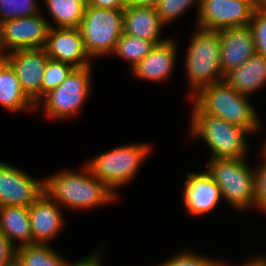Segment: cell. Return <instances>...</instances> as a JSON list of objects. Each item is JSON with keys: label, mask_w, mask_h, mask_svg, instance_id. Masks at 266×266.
I'll return each instance as SVG.
<instances>
[{"label": "cell", "mask_w": 266, "mask_h": 266, "mask_svg": "<svg viewBox=\"0 0 266 266\" xmlns=\"http://www.w3.org/2000/svg\"><path fill=\"white\" fill-rule=\"evenodd\" d=\"M81 172L63 170L44 180L45 194L70 209H89L116 200L117 195L84 166Z\"/></svg>", "instance_id": "obj_1"}, {"label": "cell", "mask_w": 266, "mask_h": 266, "mask_svg": "<svg viewBox=\"0 0 266 266\" xmlns=\"http://www.w3.org/2000/svg\"><path fill=\"white\" fill-rule=\"evenodd\" d=\"M192 114H209L247 129L258 131L260 122L249 96L238 93L225 81L201 88L196 94Z\"/></svg>", "instance_id": "obj_2"}, {"label": "cell", "mask_w": 266, "mask_h": 266, "mask_svg": "<svg viewBox=\"0 0 266 266\" xmlns=\"http://www.w3.org/2000/svg\"><path fill=\"white\" fill-rule=\"evenodd\" d=\"M191 120L189 135L204 140L212 151L211 159L246 158L247 129L209 114H192Z\"/></svg>", "instance_id": "obj_3"}, {"label": "cell", "mask_w": 266, "mask_h": 266, "mask_svg": "<svg viewBox=\"0 0 266 266\" xmlns=\"http://www.w3.org/2000/svg\"><path fill=\"white\" fill-rule=\"evenodd\" d=\"M185 59V70L193 95L205 86L224 81L219 31L199 28L190 39Z\"/></svg>", "instance_id": "obj_4"}, {"label": "cell", "mask_w": 266, "mask_h": 266, "mask_svg": "<svg viewBox=\"0 0 266 266\" xmlns=\"http://www.w3.org/2000/svg\"><path fill=\"white\" fill-rule=\"evenodd\" d=\"M241 159H210L206 172L219 186L233 208L242 211L255 206V170Z\"/></svg>", "instance_id": "obj_5"}, {"label": "cell", "mask_w": 266, "mask_h": 266, "mask_svg": "<svg viewBox=\"0 0 266 266\" xmlns=\"http://www.w3.org/2000/svg\"><path fill=\"white\" fill-rule=\"evenodd\" d=\"M149 152L148 144L120 146L95 156L85 166L116 194V188L127 184L137 174Z\"/></svg>", "instance_id": "obj_6"}, {"label": "cell", "mask_w": 266, "mask_h": 266, "mask_svg": "<svg viewBox=\"0 0 266 266\" xmlns=\"http://www.w3.org/2000/svg\"><path fill=\"white\" fill-rule=\"evenodd\" d=\"M123 17L124 9H101L86 5L78 29L91 58L113 53L123 33Z\"/></svg>", "instance_id": "obj_7"}, {"label": "cell", "mask_w": 266, "mask_h": 266, "mask_svg": "<svg viewBox=\"0 0 266 266\" xmlns=\"http://www.w3.org/2000/svg\"><path fill=\"white\" fill-rule=\"evenodd\" d=\"M90 68H75L61 85L43 96L36 109L44 100L43 109L50 118L62 119L76 114L91 90Z\"/></svg>", "instance_id": "obj_8"}, {"label": "cell", "mask_w": 266, "mask_h": 266, "mask_svg": "<svg viewBox=\"0 0 266 266\" xmlns=\"http://www.w3.org/2000/svg\"><path fill=\"white\" fill-rule=\"evenodd\" d=\"M258 6L257 0H201L197 24L213 31L248 26Z\"/></svg>", "instance_id": "obj_9"}, {"label": "cell", "mask_w": 266, "mask_h": 266, "mask_svg": "<svg viewBox=\"0 0 266 266\" xmlns=\"http://www.w3.org/2000/svg\"><path fill=\"white\" fill-rule=\"evenodd\" d=\"M52 26L40 14L0 23V57L18 49L44 48Z\"/></svg>", "instance_id": "obj_10"}, {"label": "cell", "mask_w": 266, "mask_h": 266, "mask_svg": "<svg viewBox=\"0 0 266 266\" xmlns=\"http://www.w3.org/2000/svg\"><path fill=\"white\" fill-rule=\"evenodd\" d=\"M2 57L15 71L24 94L36 106L42 99V81L49 59L45 49H18Z\"/></svg>", "instance_id": "obj_11"}, {"label": "cell", "mask_w": 266, "mask_h": 266, "mask_svg": "<svg viewBox=\"0 0 266 266\" xmlns=\"http://www.w3.org/2000/svg\"><path fill=\"white\" fill-rule=\"evenodd\" d=\"M44 193V180L0 162V207H30Z\"/></svg>", "instance_id": "obj_12"}, {"label": "cell", "mask_w": 266, "mask_h": 266, "mask_svg": "<svg viewBox=\"0 0 266 266\" xmlns=\"http://www.w3.org/2000/svg\"><path fill=\"white\" fill-rule=\"evenodd\" d=\"M44 49L49 59L70 64L75 68H83L91 64V57L85 50L78 28L50 27Z\"/></svg>", "instance_id": "obj_13"}, {"label": "cell", "mask_w": 266, "mask_h": 266, "mask_svg": "<svg viewBox=\"0 0 266 266\" xmlns=\"http://www.w3.org/2000/svg\"><path fill=\"white\" fill-rule=\"evenodd\" d=\"M220 63L223 75L245 63L255 53V42L249 26L219 30Z\"/></svg>", "instance_id": "obj_14"}, {"label": "cell", "mask_w": 266, "mask_h": 266, "mask_svg": "<svg viewBox=\"0 0 266 266\" xmlns=\"http://www.w3.org/2000/svg\"><path fill=\"white\" fill-rule=\"evenodd\" d=\"M182 194L185 209L191 216L207 214L222 198L219 186L206 171L188 173Z\"/></svg>", "instance_id": "obj_15"}, {"label": "cell", "mask_w": 266, "mask_h": 266, "mask_svg": "<svg viewBox=\"0 0 266 266\" xmlns=\"http://www.w3.org/2000/svg\"><path fill=\"white\" fill-rule=\"evenodd\" d=\"M29 208L32 244L47 245L61 230L63 214L45 193Z\"/></svg>", "instance_id": "obj_16"}, {"label": "cell", "mask_w": 266, "mask_h": 266, "mask_svg": "<svg viewBox=\"0 0 266 266\" xmlns=\"http://www.w3.org/2000/svg\"><path fill=\"white\" fill-rule=\"evenodd\" d=\"M177 45L174 39L168 38L163 43L156 44L131 72L137 78L148 81H164L171 75L175 67Z\"/></svg>", "instance_id": "obj_17"}, {"label": "cell", "mask_w": 266, "mask_h": 266, "mask_svg": "<svg viewBox=\"0 0 266 266\" xmlns=\"http://www.w3.org/2000/svg\"><path fill=\"white\" fill-rule=\"evenodd\" d=\"M164 25L154 7L124 9L123 33L127 35L160 44L168 40L160 38Z\"/></svg>", "instance_id": "obj_18"}, {"label": "cell", "mask_w": 266, "mask_h": 266, "mask_svg": "<svg viewBox=\"0 0 266 266\" xmlns=\"http://www.w3.org/2000/svg\"><path fill=\"white\" fill-rule=\"evenodd\" d=\"M224 81L238 93L249 96L266 84V58L255 53L245 63L226 73Z\"/></svg>", "instance_id": "obj_19"}, {"label": "cell", "mask_w": 266, "mask_h": 266, "mask_svg": "<svg viewBox=\"0 0 266 266\" xmlns=\"http://www.w3.org/2000/svg\"><path fill=\"white\" fill-rule=\"evenodd\" d=\"M0 104L11 112L36 108L24 94L15 71L3 57H0Z\"/></svg>", "instance_id": "obj_20"}, {"label": "cell", "mask_w": 266, "mask_h": 266, "mask_svg": "<svg viewBox=\"0 0 266 266\" xmlns=\"http://www.w3.org/2000/svg\"><path fill=\"white\" fill-rule=\"evenodd\" d=\"M0 231L3 232L17 247L32 244V232L28 207H0Z\"/></svg>", "instance_id": "obj_21"}, {"label": "cell", "mask_w": 266, "mask_h": 266, "mask_svg": "<svg viewBox=\"0 0 266 266\" xmlns=\"http://www.w3.org/2000/svg\"><path fill=\"white\" fill-rule=\"evenodd\" d=\"M56 28H78L87 5L86 0H45Z\"/></svg>", "instance_id": "obj_22"}, {"label": "cell", "mask_w": 266, "mask_h": 266, "mask_svg": "<svg viewBox=\"0 0 266 266\" xmlns=\"http://www.w3.org/2000/svg\"><path fill=\"white\" fill-rule=\"evenodd\" d=\"M24 266H65L66 260L49 245L31 244L17 247V255Z\"/></svg>", "instance_id": "obj_23"}, {"label": "cell", "mask_w": 266, "mask_h": 266, "mask_svg": "<svg viewBox=\"0 0 266 266\" xmlns=\"http://www.w3.org/2000/svg\"><path fill=\"white\" fill-rule=\"evenodd\" d=\"M155 44L152 41L143 40L141 38L122 33L120 39L116 43L112 54H115L131 64V70L135 67L147 54L150 53Z\"/></svg>", "instance_id": "obj_24"}, {"label": "cell", "mask_w": 266, "mask_h": 266, "mask_svg": "<svg viewBox=\"0 0 266 266\" xmlns=\"http://www.w3.org/2000/svg\"><path fill=\"white\" fill-rule=\"evenodd\" d=\"M39 13L36 0H0V23Z\"/></svg>", "instance_id": "obj_25"}, {"label": "cell", "mask_w": 266, "mask_h": 266, "mask_svg": "<svg viewBox=\"0 0 266 266\" xmlns=\"http://www.w3.org/2000/svg\"><path fill=\"white\" fill-rule=\"evenodd\" d=\"M74 69L70 64L48 59L42 81V98L50 90L61 85Z\"/></svg>", "instance_id": "obj_26"}, {"label": "cell", "mask_w": 266, "mask_h": 266, "mask_svg": "<svg viewBox=\"0 0 266 266\" xmlns=\"http://www.w3.org/2000/svg\"><path fill=\"white\" fill-rule=\"evenodd\" d=\"M200 1L201 0H157L154 8L160 15L162 22L166 25L170 21L180 17L192 4L198 3L197 13H199Z\"/></svg>", "instance_id": "obj_27"}, {"label": "cell", "mask_w": 266, "mask_h": 266, "mask_svg": "<svg viewBox=\"0 0 266 266\" xmlns=\"http://www.w3.org/2000/svg\"><path fill=\"white\" fill-rule=\"evenodd\" d=\"M252 31L256 53L266 58V7L259 5L248 25Z\"/></svg>", "instance_id": "obj_28"}, {"label": "cell", "mask_w": 266, "mask_h": 266, "mask_svg": "<svg viewBox=\"0 0 266 266\" xmlns=\"http://www.w3.org/2000/svg\"><path fill=\"white\" fill-rule=\"evenodd\" d=\"M157 266H223V263L195 253L181 252Z\"/></svg>", "instance_id": "obj_29"}, {"label": "cell", "mask_w": 266, "mask_h": 266, "mask_svg": "<svg viewBox=\"0 0 266 266\" xmlns=\"http://www.w3.org/2000/svg\"><path fill=\"white\" fill-rule=\"evenodd\" d=\"M264 162L255 169V206L266 211V151L261 150Z\"/></svg>", "instance_id": "obj_30"}, {"label": "cell", "mask_w": 266, "mask_h": 266, "mask_svg": "<svg viewBox=\"0 0 266 266\" xmlns=\"http://www.w3.org/2000/svg\"><path fill=\"white\" fill-rule=\"evenodd\" d=\"M17 255V245H13L9 238L0 231V266H6Z\"/></svg>", "instance_id": "obj_31"}, {"label": "cell", "mask_w": 266, "mask_h": 266, "mask_svg": "<svg viewBox=\"0 0 266 266\" xmlns=\"http://www.w3.org/2000/svg\"><path fill=\"white\" fill-rule=\"evenodd\" d=\"M87 5L101 9H125L123 0H86Z\"/></svg>", "instance_id": "obj_32"}, {"label": "cell", "mask_w": 266, "mask_h": 266, "mask_svg": "<svg viewBox=\"0 0 266 266\" xmlns=\"http://www.w3.org/2000/svg\"><path fill=\"white\" fill-rule=\"evenodd\" d=\"M99 251V252H98ZM96 251V253L91 254L90 256L74 263L66 262L65 266H100L101 265V251Z\"/></svg>", "instance_id": "obj_33"}, {"label": "cell", "mask_w": 266, "mask_h": 266, "mask_svg": "<svg viewBox=\"0 0 266 266\" xmlns=\"http://www.w3.org/2000/svg\"><path fill=\"white\" fill-rule=\"evenodd\" d=\"M157 0H123L125 8L155 7Z\"/></svg>", "instance_id": "obj_34"}, {"label": "cell", "mask_w": 266, "mask_h": 266, "mask_svg": "<svg viewBox=\"0 0 266 266\" xmlns=\"http://www.w3.org/2000/svg\"><path fill=\"white\" fill-rule=\"evenodd\" d=\"M223 266L226 265L223 264ZM243 266H266V258L257 257L252 260L250 259V261L248 260L245 264L243 263Z\"/></svg>", "instance_id": "obj_35"}, {"label": "cell", "mask_w": 266, "mask_h": 266, "mask_svg": "<svg viewBox=\"0 0 266 266\" xmlns=\"http://www.w3.org/2000/svg\"><path fill=\"white\" fill-rule=\"evenodd\" d=\"M6 266H24L23 263L16 256L14 259L8 262Z\"/></svg>", "instance_id": "obj_36"}, {"label": "cell", "mask_w": 266, "mask_h": 266, "mask_svg": "<svg viewBox=\"0 0 266 266\" xmlns=\"http://www.w3.org/2000/svg\"><path fill=\"white\" fill-rule=\"evenodd\" d=\"M258 5H264L266 0H257Z\"/></svg>", "instance_id": "obj_37"}, {"label": "cell", "mask_w": 266, "mask_h": 266, "mask_svg": "<svg viewBox=\"0 0 266 266\" xmlns=\"http://www.w3.org/2000/svg\"><path fill=\"white\" fill-rule=\"evenodd\" d=\"M265 151H266V141L265 143L263 144V147H262Z\"/></svg>", "instance_id": "obj_38"}]
</instances>
